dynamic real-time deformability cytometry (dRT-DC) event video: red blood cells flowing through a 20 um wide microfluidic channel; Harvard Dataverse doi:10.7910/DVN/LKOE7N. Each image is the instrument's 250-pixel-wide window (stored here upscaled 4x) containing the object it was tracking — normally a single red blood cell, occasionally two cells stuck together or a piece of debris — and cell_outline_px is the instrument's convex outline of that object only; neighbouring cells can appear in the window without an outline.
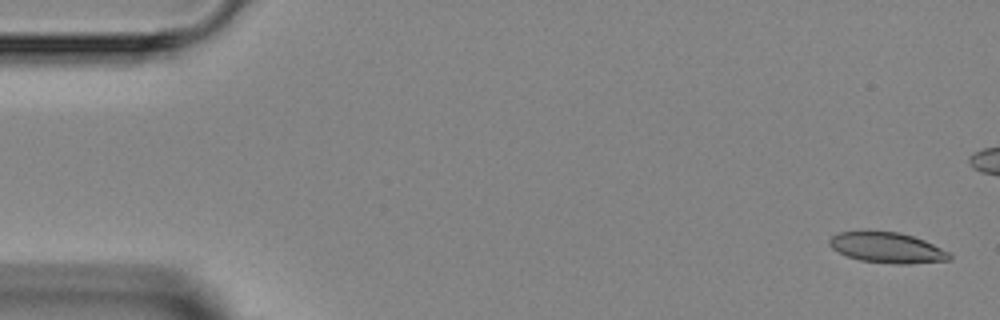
{"species": "Egyptian fruit bat (a non-hibernating species)", "species_latin": "Rousettus aegyptiacus", "temperature_condition": "room temperature", "stored_images_in_passage": 4, "camera_frame_rate_fps": 3000, "um_per_image_px": 0.085, "animal": {"sex": "female"}, "frame": {"image": 1, "passage_image": 1, "time_ms": 0.0, "image_size_px": [1000, 320], "cell_outline_px": [[952, 260], [908, 264], [896, 264], [860, 260], [848, 256], [832, 248], [828, 244], [828, 240], [832, 236], [840, 232], [900, 232], [924, 240], [952, 252]], "centroid_in_image_um": [75.48, 21.07], "position_along_channel_um": 9.5, "area_um2": 21.27}}